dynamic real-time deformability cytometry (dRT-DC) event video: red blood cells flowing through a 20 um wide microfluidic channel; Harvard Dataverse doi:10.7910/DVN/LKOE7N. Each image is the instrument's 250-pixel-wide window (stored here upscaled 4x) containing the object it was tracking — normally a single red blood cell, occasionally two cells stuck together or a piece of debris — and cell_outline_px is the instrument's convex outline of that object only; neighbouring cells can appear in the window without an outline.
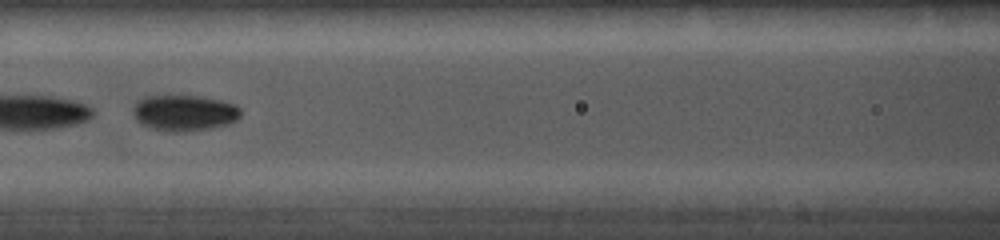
{"species": "common noctule bat (a hibernating species)", "species_latin": "Nyctalus noctula", "temperature_condition": "cold", "stored_images_in_passage": 28, "camera_frame_rate_fps": 5000, "um_per_image_px": 0.085, "animal": {"sex": "female", "body_mass_g": 19.0, "forearm_length_mm": 56.7}, "frame": {"image": 1, "passage_image": 9, "time_ms": 3.6, "image_size_px": [1000, 240], "cell_outline_px": [[240, 116], [236, 120], [228, 124], [208, 128], [176, 132], [172, 132], [152, 128], [140, 124], [136, 120], [132, 112], [132, 108], [136, 100], [144, 96], [200, 96], [220, 100], [236, 104], [240, 108]], "centroid_in_image_um": [15.62, 9.58], "position_along_channel_um": 151.0, "area_um2": 22.6}}